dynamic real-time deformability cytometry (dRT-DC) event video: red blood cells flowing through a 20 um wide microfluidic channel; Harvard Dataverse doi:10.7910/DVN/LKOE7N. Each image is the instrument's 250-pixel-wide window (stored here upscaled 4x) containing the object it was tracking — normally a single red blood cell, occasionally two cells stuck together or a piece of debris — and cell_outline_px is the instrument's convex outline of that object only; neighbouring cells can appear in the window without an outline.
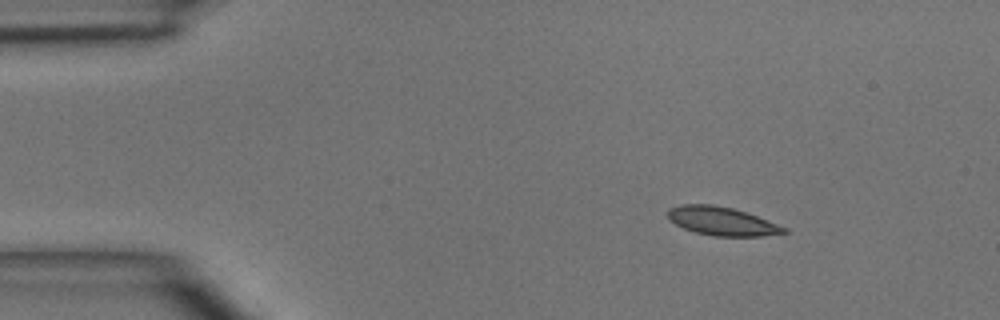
{"species": "common noctule bat (a hibernating species)", "species_latin": "Nyctalus noctula", "temperature_condition": "room temperature", "stored_images_in_passage": 2, "camera_frame_rate_fps": 3000, "um_per_image_px": 0.085, "animal": {"sex": "male", "body_mass_g": 15.6}, "frame": {"image": 1, "passage_image": 1, "time_ms": 0.0, "image_size_px": [1000, 320], "cell_outline_px": [[788, 232], [760, 236], [716, 236], [696, 232], [684, 228], [668, 220], [668, 208], [680, 204], [712, 204], [732, 208], [756, 216], [788, 228]], "centroid_in_image_um": [61.33, 18.79], "position_along_channel_um": 23.7, "area_um2": 19.13}}